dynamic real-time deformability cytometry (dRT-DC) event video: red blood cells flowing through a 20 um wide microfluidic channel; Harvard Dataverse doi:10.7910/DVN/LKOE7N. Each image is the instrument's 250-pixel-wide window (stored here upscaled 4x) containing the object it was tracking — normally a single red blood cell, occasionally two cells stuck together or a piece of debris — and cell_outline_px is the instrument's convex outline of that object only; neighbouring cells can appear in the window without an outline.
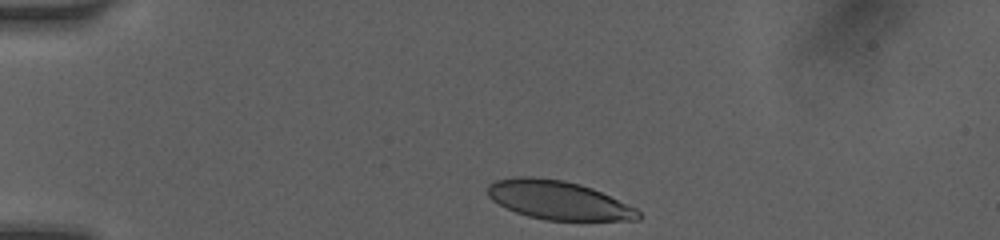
{"species": "human", "species_latin": "Homo sapiens", "temperature_condition": "room temperature", "stored_images_in_passage": 11, "camera_frame_rate_fps": 3000, "um_per_image_px": 0.085, "donor": {"sex": "female"}, "frame": {"image": 1, "passage_image": 1, "time_ms": 0.0, "image_size_px": [1000, 240], "cell_outline_px": [[640, 220], [544, 220], [528, 216], [516, 212], [492, 200], [488, 196], [488, 184], [496, 180], [516, 176], [532, 176], [564, 180], [580, 184], [592, 188], [636, 208], [640, 212]], "centroid_in_image_um": [47.44, 17.0], "position_along_channel_um": 37.6, "area_um2": 33.87}}
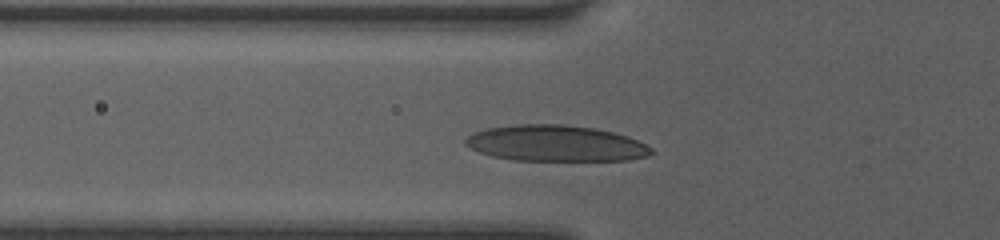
{"frame": {"image": 2, "passage_image": 7, "time_ms": 2.333, "image_size_px": [1000, 240], "cell_outline_px": [[656, 152], [648, 156], [628, 160], [512, 160], [492, 156], [480, 152], [464, 144], [464, 140], [472, 132], [488, 128], [516, 124], [564, 124], [596, 128], [628, 136], [652, 148]], "centroid_in_image_um": [47.24, 12.18], "position_along_channel_um": 78.6, "area_um2": 39.13}}
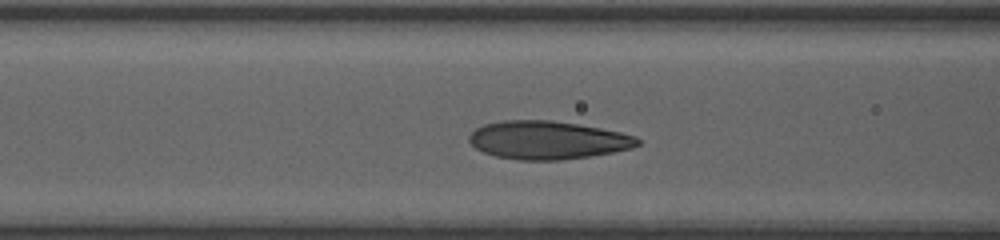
{"frame": {"image": 3, "passage_image": 10, "time_ms": 3.333, "image_size_px": [1000, 240], "cell_outline_px": [[640, 144], [632, 148], [612, 152], [588, 156], [560, 160], [516, 160], [496, 156], [484, 152], [476, 148], [468, 140], [468, 136], [476, 128], [484, 124], [504, 120], [552, 120], [580, 124], [620, 132], [636, 136], [640, 140]], "centroid_in_image_um": [46.54, 11.9], "position_along_channel_um": 120.1, "area_um2": 37.51}}